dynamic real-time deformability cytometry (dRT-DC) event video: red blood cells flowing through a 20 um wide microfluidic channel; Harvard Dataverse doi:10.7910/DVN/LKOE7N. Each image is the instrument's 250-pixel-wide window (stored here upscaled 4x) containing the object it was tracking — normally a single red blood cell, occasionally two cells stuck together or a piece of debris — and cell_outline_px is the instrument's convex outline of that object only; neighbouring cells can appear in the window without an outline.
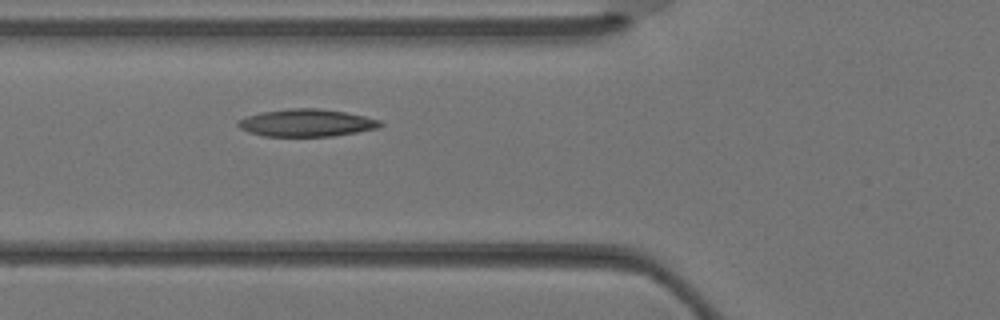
{"species": "Egyptian fruit bat (a non-hibernating species)", "species_latin": "Rousettus aegyptiacus", "temperature_condition": "warm", "stored_images_in_passage": 3, "camera_frame_rate_fps": 3000, "um_per_image_px": 0.085, "animal": {"sex": "female"}, "frame": {"image": 1, "passage_image": 3, "time_ms": 0.667, "image_size_px": [1000, 320], "cell_outline_px": [[384, 124], [380, 128], [332, 136], [264, 136], [248, 132], [240, 128], [236, 124], [236, 120], [260, 112], [292, 108], [320, 108], [344, 112], [364, 116], [380, 120]], "centroid_in_image_um": [26.05, 10.44], "position_along_channel_um": 99.8, "area_um2": 22.77}}